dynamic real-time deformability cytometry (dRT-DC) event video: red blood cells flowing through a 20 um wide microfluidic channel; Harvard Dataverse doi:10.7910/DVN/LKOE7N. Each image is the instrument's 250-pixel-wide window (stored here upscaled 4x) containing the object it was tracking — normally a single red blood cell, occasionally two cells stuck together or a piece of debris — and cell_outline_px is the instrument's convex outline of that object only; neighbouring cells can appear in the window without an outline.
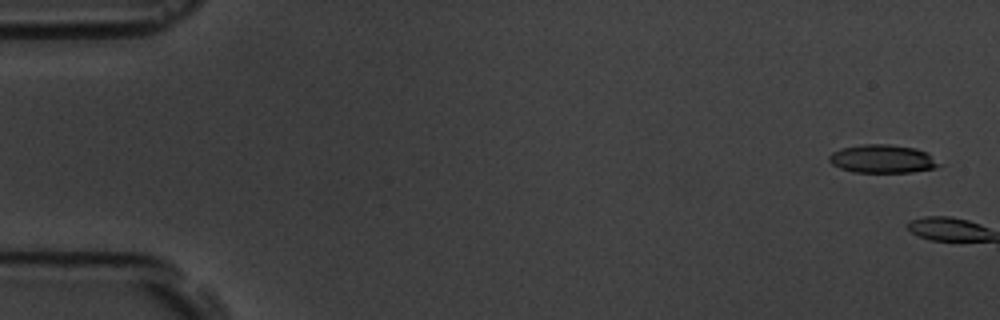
{"species": "common noctule bat (a hibernating species)", "species_latin": "Nyctalus noctula", "temperature_condition": "room temperature", "stored_images_in_passage": 6, "camera_frame_rate_fps": 3000, "um_per_image_px": 0.085, "animal": {"sex": "male", "body_mass_g": 19.5, "forearm_length_mm": 54.6}, "frame": {"image": 1, "passage_image": 1, "time_ms": 0.0, "image_size_px": [1000, 320], "cell_outline_px": [[948, 164], [936, 168], [912, 172], [852, 172], [840, 168], [832, 164], [828, 160], [828, 156], [832, 152], [840, 148], [864, 144], [888, 144], [916, 148], [928, 152]], "centroid_in_image_um": [75.11, 13.5], "position_along_channel_um": 9.9, "area_um2": 18.67}}